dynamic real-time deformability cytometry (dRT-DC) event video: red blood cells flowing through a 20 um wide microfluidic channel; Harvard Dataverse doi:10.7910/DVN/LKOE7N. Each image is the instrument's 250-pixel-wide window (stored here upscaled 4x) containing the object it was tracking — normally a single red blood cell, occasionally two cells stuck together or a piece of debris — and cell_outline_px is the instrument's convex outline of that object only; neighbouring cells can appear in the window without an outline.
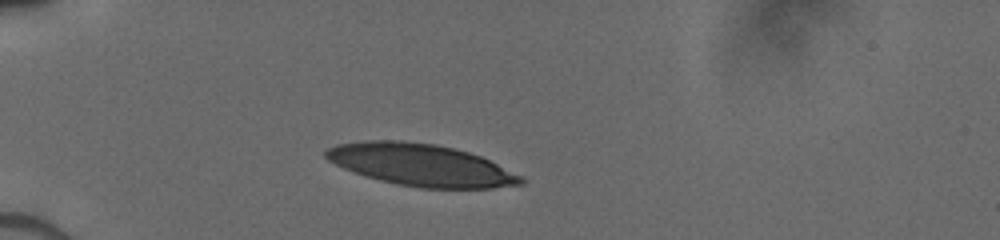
{"species": "human", "species_latin": "Homo sapiens", "temperature_condition": "cold", "stored_images_in_passage": 13, "camera_frame_rate_fps": 3000, "um_per_image_px": 0.085, "donor": {"sex": "male"}, "frame": {"image": 1, "passage_image": 1, "time_ms": 0.0, "image_size_px": [1000, 240], "cell_outline_px": [[524, 184], [492, 188], [420, 188], [396, 184], [364, 176], [352, 172], [328, 160], [324, 156], [324, 152], [328, 148], [336, 144], [368, 140], [404, 140], [436, 144], [468, 152], [480, 156], [524, 176]], "centroid_in_image_um": [35.78, 14.02], "position_along_channel_um": 49.2, "area_um2": 47.92}}
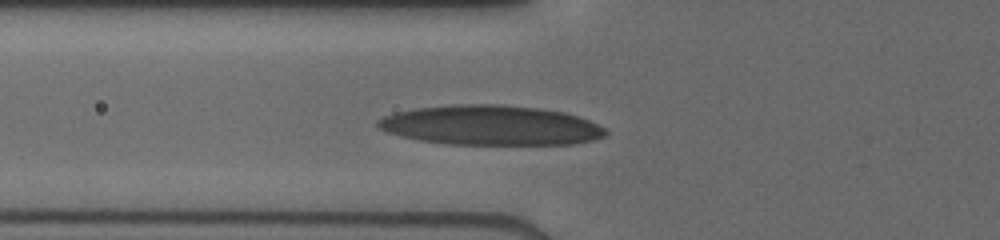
{"frame": {"image": 2, "passage_image": 8, "time_ms": 1.667, "image_size_px": [1000, 240], "cell_outline_px": [[608, 132], [604, 136], [596, 140], [572, 144], [444, 144], [420, 140], [400, 136], [384, 132], [376, 124], [376, 120], [384, 116], [396, 112], [416, 108], [460, 104], [500, 104], [540, 108], [564, 112], [588, 120], [604, 128]], "centroid_in_image_um": [41.68, 10.65], "position_along_channel_um": 84.1, "area_um2": 52.83}}